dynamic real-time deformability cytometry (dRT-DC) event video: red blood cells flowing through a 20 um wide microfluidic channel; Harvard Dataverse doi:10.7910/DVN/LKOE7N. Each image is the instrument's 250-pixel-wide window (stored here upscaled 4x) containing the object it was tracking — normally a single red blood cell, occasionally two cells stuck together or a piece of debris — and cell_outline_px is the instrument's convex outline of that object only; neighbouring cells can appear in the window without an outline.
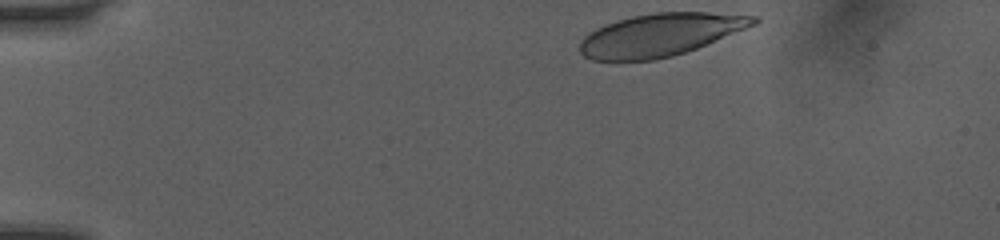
{"species": "human", "species_latin": "Homo sapiens", "temperature_condition": "room temperature", "stored_images_in_passage": 33, "camera_frame_rate_fps": 3000, "um_per_image_px": 0.085, "donor": {"sex": "female"}, "frame": {"image": 1, "passage_image": 1, "time_ms": 0.0, "image_size_px": [1000, 240], "cell_outline_px": [[760, 20], [756, 24], [696, 48], [672, 56], [656, 60], [592, 60], [584, 56], [580, 52], [580, 40], [588, 32], [604, 24], [616, 20], [632, 16], [656, 12], [708, 12], [756, 16]], "centroid_in_image_um": [56.08, 2.95], "position_along_channel_um": 28.9, "area_um2": 43.0}}
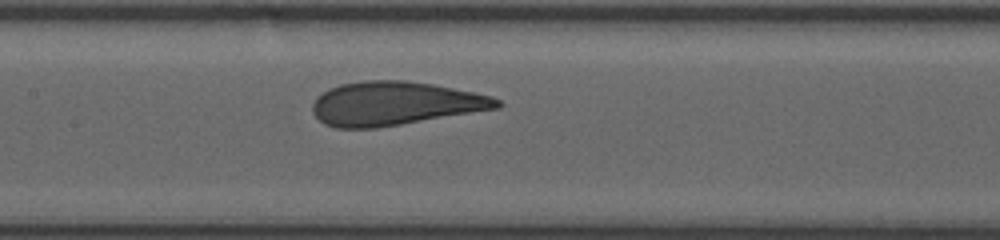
{"frame": {"image": 2, "passage_image": 17, "time_ms": 5.333, "image_size_px": [1000, 240], "cell_outline_px": [[504, 104], [500, 108], [376, 128], [336, 128], [324, 124], [312, 112], [312, 104], [316, 96], [328, 88], [340, 84], [364, 80], [404, 80], [432, 84], [492, 96], [500, 100]], "centroid_in_image_um": [33.53, 8.79], "position_along_channel_um": 173.9, "area_um2": 47.05}}
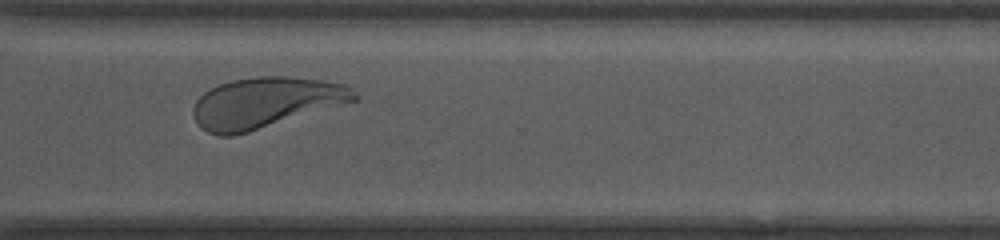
{"frame": {"image": 3, "passage_image": 29, "time_ms": 9.333, "image_size_px": [1000, 240], "cell_outline_px": [[360, 100], [248, 132], [232, 136], [220, 136], [208, 132], [200, 128], [196, 124], [192, 116], [192, 108], [196, 100], [208, 88], [232, 80], [256, 76], [288, 76], [324, 80], [344, 84], [352, 88], [360, 96]], "centroid_in_image_um": [22.58, 8.72], "position_along_channel_um": 348.0, "area_um2": 48.15}, "authors_computed_cell_mechanics": {"area_um2": 46.9336, "velocity_mm_per_s": 4.0414, "shape_relaxation_time_tau1_ms": 3.0043, "shape_relaxation_time_tau2_ms": 0.827, "deformation_change_tau1": 0.1788, "deformation_change_tau2": 0.0709}}